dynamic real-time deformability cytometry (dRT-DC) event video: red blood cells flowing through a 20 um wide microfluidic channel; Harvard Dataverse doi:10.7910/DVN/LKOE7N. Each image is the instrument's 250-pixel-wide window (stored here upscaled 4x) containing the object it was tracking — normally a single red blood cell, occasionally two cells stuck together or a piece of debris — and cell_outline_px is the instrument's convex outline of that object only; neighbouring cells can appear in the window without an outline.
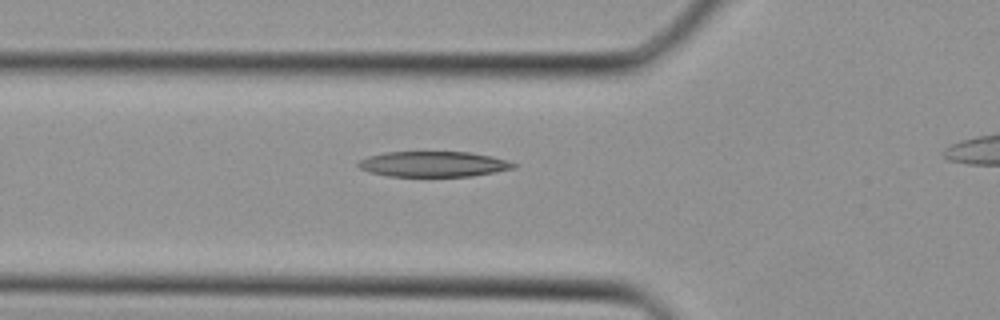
{"species": "Egyptian fruit bat (a non-hibernating species)", "species_latin": "Rousettus aegyptiacus", "temperature_condition": "cold", "stored_images_in_passage": 27, "camera_frame_rate_fps": 3000, "um_per_image_px": 0.085, "animal": {"sex": "female"}, "frame": {"image": 1, "passage_image": 8, "time_ms": 2.333, "image_size_px": [1000, 320], "cell_outline_px": [[516, 168], [496, 172], [472, 176], [388, 176], [368, 172], [360, 168], [356, 164], [360, 160], [368, 156], [384, 152], [468, 152], [492, 156], [516, 164]], "centroid_in_image_um": [36.82, 13.95], "position_along_channel_um": 89.0, "area_um2": 23.0}}
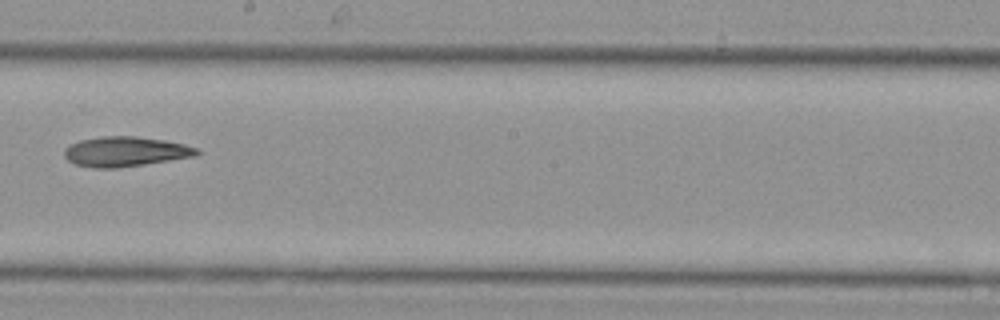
{"frame": {"image": 2, "passage_image": 16, "time_ms": 5.0, "image_size_px": [1000, 320], "cell_outline_px": [[200, 152], [196, 156], [144, 164], [116, 168], [92, 168], [76, 164], [68, 160], [64, 156], [64, 148], [80, 140], [100, 136], [136, 136], [164, 140], [184, 144], [196, 148]], "centroid_in_image_um": [10.64, 12.88], "position_along_channel_um": 237.6, "area_um2": 23.0}}
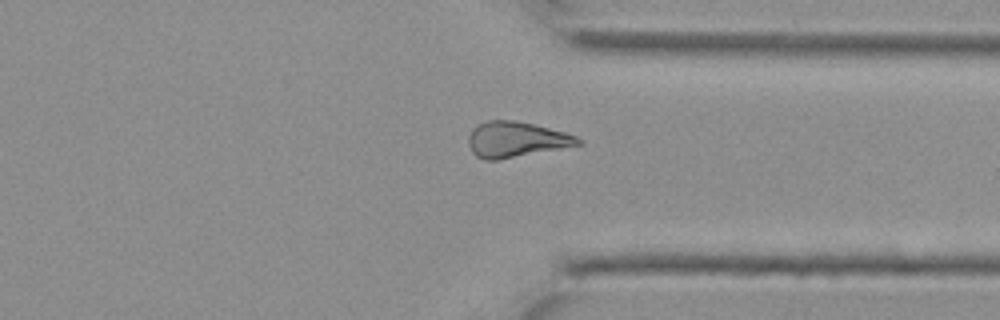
{"frame": {"image": 3, "passage_image": 23, "time_ms": 7.333, "image_size_px": [1000, 320], "cell_outline_px": [[584, 144], [496, 160], [484, 160], [476, 156], [472, 152], [468, 144], [468, 136], [472, 128], [476, 124], [488, 120], [516, 120], [564, 132], [576, 136], [584, 140]], "centroid_in_image_um": [43.85, 11.85], "position_along_channel_um": 367.6, "area_um2": 22.77}}